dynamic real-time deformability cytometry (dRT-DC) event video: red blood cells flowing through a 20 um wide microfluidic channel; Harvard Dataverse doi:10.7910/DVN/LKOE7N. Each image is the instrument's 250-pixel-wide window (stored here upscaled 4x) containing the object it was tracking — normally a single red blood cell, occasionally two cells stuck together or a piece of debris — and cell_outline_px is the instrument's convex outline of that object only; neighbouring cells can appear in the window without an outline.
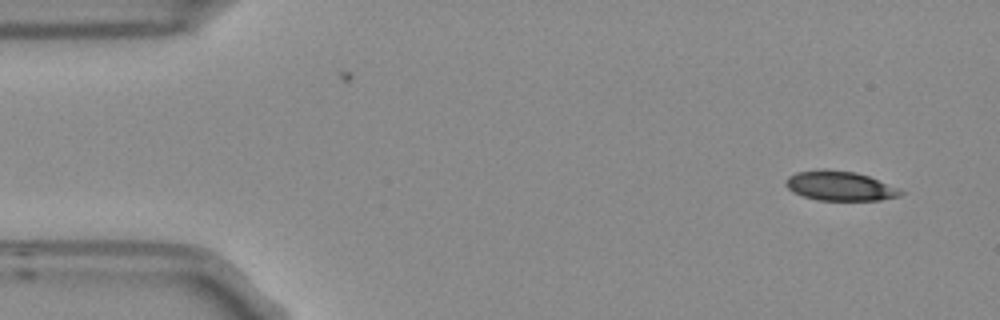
{"species": "Egyptian fruit bat (a non-hibernating species)", "species_latin": "Rousettus aegyptiacus", "temperature_condition": "room temperature", "stored_images_in_passage": 2, "camera_frame_rate_fps": 3000, "um_per_image_px": 0.085, "frame": {"image": 1, "passage_image": 2, "time_ms": 0.333, "image_size_px": [1000, 320], "cell_outline_px": [[904, 192], [900, 196], [880, 200], [816, 200], [792, 192], [784, 184], [784, 180], [788, 176], [796, 172], [824, 168], [856, 172], [868, 176], [896, 188]], "centroid_in_image_um": [71.31, 15.79], "position_along_channel_um": 13.7, "area_um2": 19.77}}